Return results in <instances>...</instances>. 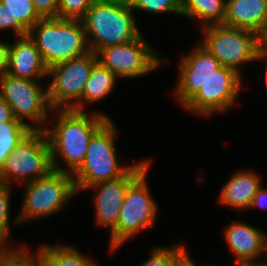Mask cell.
Wrapping results in <instances>:
<instances>
[{
    "instance_id": "6da1fadb",
    "label": "cell",
    "mask_w": 267,
    "mask_h": 266,
    "mask_svg": "<svg viewBox=\"0 0 267 266\" xmlns=\"http://www.w3.org/2000/svg\"><path fill=\"white\" fill-rule=\"evenodd\" d=\"M55 124L45 128L53 170L74 174L83 164L92 136L111 118L101 112L88 113L73 109H54ZM54 124V125H53ZM61 158L67 168L59 163Z\"/></svg>"
},
{
    "instance_id": "7a4b0ae2",
    "label": "cell",
    "mask_w": 267,
    "mask_h": 266,
    "mask_svg": "<svg viewBox=\"0 0 267 266\" xmlns=\"http://www.w3.org/2000/svg\"><path fill=\"white\" fill-rule=\"evenodd\" d=\"M134 11L125 0H96L80 19L90 51L128 43L140 34Z\"/></svg>"
},
{
    "instance_id": "3957f363",
    "label": "cell",
    "mask_w": 267,
    "mask_h": 266,
    "mask_svg": "<svg viewBox=\"0 0 267 266\" xmlns=\"http://www.w3.org/2000/svg\"><path fill=\"white\" fill-rule=\"evenodd\" d=\"M28 35L48 68L90 51L79 19L41 18L28 31Z\"/></svg>"
},
{
    "instance_id": "277c9868",
    "label": "cell",
    "mask_w": 267,
    "mask_h": 266,
    "mask_svg": "<svg viewBox=\"0 0 267 266\" xmlns=\"http://www.w3.org/2000/svg\"><path fill=\"white\" fill-rule=\"evenodd\" d=\"M117 129L109 119L90 139L83 164L73 174L76 192L124 175L132 166H121L116 154Z\"/></svg>"
},
{
    "instance_id": "5b68a950",
    "label": "cell",
    "mask_w": 267,
    "mask_h": 266,
    "mask_svg": "<svg viewBox=\"0 0 267 266\" xmlns=\"http://www.w3.org/2000/svg\"><path fill=\"white\" fill-rule=\"evenodd\" d=\"M150 165L128 185L117 225L110 234V251L119 249L139 231L154 225L159 209L147 183Z\"/></svg>"
},
{
    "instance_id": "8992f818",
    "label": "cell",
    "mask_w": 267,
    "mask_h": 266,
    "mask_svg": "<svg viewBox=\"0 0 267 266\" xmlns=\"http://www.w3.org/2000/svg\"><path fill=\"white\" fill-rule=\"evenodd\" d=\"M25 194L15 223L51 217L77 195L73 175L52 170L46 177L24 183Z\"/></svg>"
},
{
    "instance_id": "52a82bcc",
    "label": "cell",
    "mask_w": 267,
    "mask_h": 266,
    "mask_svg": "<svg viewBox=\"0 0 267 266\" xmlns=\"http://www.w3.org/2000/svg\"><path fill=\"white\" fill-rule=\"evenodd\" d=\"M204 33L203 42H199L211 53L223 67H229L242 73L239 67L244 63L255 61L258 49L264 39L257 33L231 27L225 24H214L201 27Z\"/></svg>"
},
{
    "instance_id": "ba28073f",
    "label": "cell",
    "mask_w": 267,
    "mask_h": 266,
    "mask_svg": "<svg viewBox=\"0 0 267 266\" xmlns=\"http://www.w3.org/2000/svg\"><path fill=\"white\" fill-rule=\"evenodd\" d=\"M52 170L47 135L44 130H32L6 158L0 178L7 185L14 181L24 184L46 177Z\"/></svg>"
},
{
    "instance_id": "9c48e42d",
    "label": "cell",
    "mask_w": 267,
    "mask_h": 266,
    "mask_svg": "<svg viewBox=\"0 0 267 266\" xmlns=\"http://www.w3.org/2000/svg\"><path fill=\"white\" fill-rule=\"evenodd\" d=\"M0 96L10 105L14 117L31 130H45L54 120H49L48 113L52 109L48 90L42 88L40 80L22 79L5 73L0 77Z\"/></svg>"
},
{
    "instance_id": "30bf717a",
    "label": "cell",
    "mask_w": 267,
    "mask_h": 266,
    "mask_svg": "<svg viewBox=\"0 0 267 266\" xmlns=\"http://www.w3.org/2000/svg\"><path fill=\"white\" fill-rule=\"evenodd\" d=\"M96 53H88L51 66L47 86L48 102L52 110L73 109L80 111V98L92 67L97 63Z\"/></svg>"
},
{
    "instance_id": "8fae6325",
    "label": "cell",
    "mask_w": 267,
    "mask_h": 266,
    "mask_svg": "<svg viewBox=\"0 0 267 266\" xmlns=\"http://www.w3.org/2000/svg\"><path fill=\"white\" fill-rule=\"evenodd\" d=\"M97 61L118 78H136L153 72L162 57L140 34L136 39L96 52Z\"/></svg>"
},
{
    "instance_id": "7c38bea8",
    "label": "cell",
    "mask_w": 267,
    "mask_h": 266,
    "mask_svg": "<svg viewBox=\"0 0 267 266\" xmlns=\"http://www.w3.org/2000/svg\"><path fill=\"white\" fill-rule=\"evenodd\" d=\"M242 88V75L221 66L183 107L202 117L225 113L234 105Z\"/></svg>"
},
{
    "instance_id": "4fadbf2b",
    "label": "cell",
    "mask_w": 267,
    "mask_h": 266,
    "mask_svg": "<svg viewBox=\"0 0 267 266\" xmlns=\"http://www.w3.org/2000/svg\"><path fill=\"white\" fill-rule=\"evenodd\" d=\"M151 160H141L121 177L93 184L86 189H96L95 220L101 227H109L110 232L116 227L128 185L149 165Z\"/></svg>"
},
{
    "instance_id": "5bb4252c",
    "label": "cell",
    "mask_w": 267,
    "mask_h": 266,
    "mask_svg": "<svg viewBox=\"0 0 267 266\" xmlns=\"http://www.w3.org/2000/svg\"><path fill=\"white\" fill-rule=\"evenodd\" d=\"M221 67L220 62L202 45L182 56L179 64L178 81L174 91L175 99L183 107Z\"/></svg>"
},
{
    "instance_id": "9a60e30c",
    "label": "cell",
    "mask_w": 267,
    "mask_h": 266,
    "mask_svg": "<svg viewBox=\"0 0 267 266\" xmlns=\"http://www.w3.org/2000/svg\"><path fill=\"white\" fill-rule=\"evenodd\" d=\"M49 68L29 35L9 43L7 74L28 80L48 78Z\"/></svg>"
},
{
    "instance_id": "2e32d148",
    "label": "cell",
    "mask_w": 267,
    "mask_h": 266,
    "mask_svg": "<svg viewBox=\"0 0 267 266\" xmlns=\"http://www.w3.org/2000/svg\"><path fill=\"white\" fill-rule=\"evenodd\" d=\"M223 24L267 37V0H226Z\"/></svg>"
},
{
    "instance_id": "e0dca14e",
    "label": "cell",
    "mask_w": 267,
    "mask_h": 266,
    "mask_svg": "<svg viewBox=\"0 0 267 266\" xmlns=\"http://www.w3.org/2000/svg\"><path fill=\"white\" fill-rule=\"evenodd\" d=\"M224 236L229 251L235 256V262L257 261L256 258L263 255L265 233L259 228L245 222L232 221Z\"/></svg>"
},
{
    "instance_id": "ac0fdd59",
    "label": "cell",
    "mask_w": 267,
    "mask_h": 266,
    "mask_svg": "<svg viewBox=\"0 0 267 266\" xmlns=\"http://www.w3.org/2000/svg\"><path fill=\"white\" fill-rule=\"evenodd\" d=\"M260 177L253 171H238L222 185L219 201L235 211L249 209L253 197L262 186Z\"/></svg>"
},
{
    "instance_id": "d6986e66",
    "label": "cell",
    "mask_w": 267,
    "mask_h": 266,
    "mask_svg": "<svg viewBox=\"0 0 267 266\" xmlns=\"http://www.w3.org/2000/svg\"><path fill=\"white\" fill-rule=\"evenodd\" d=\"M40 246L37 252L31 254L29 248L22 245L21 250L32 260L34 266H97L92 259L70 245Z\"/></svg>"
},
{
    "instance_id": "ffe728a7",
    "label": "cell",
    "mask_w": 267,
    "mask_h": 266,
    "mask_svg": "<svg viewBox=\"0 0 267 266\" xmlns=\"http://www.w3.org/2000/svg\"><path fill=\"white\" fill-rule=\"evenodd\" d=\"M118 77L109 69L97 62L91 70L80 98V111H84L85 102L95 103L107 97L114 89Z\"/></svg>"
},
{
    "instance_id": "44dd1931",
    "label": "cell",
    "mask_w": 267,
    "mask_h": 266,
    "mask_svg": "<svg viewBox=\"0 0 267 266\" xmlns=\"http://www.w3.org/2000/svg\"><path fill=\"white\" fill-rule=\"evenodd\" d=\"M226 0H181V16L202 22V27L223 24Z\"/></svg>"
},
{
    "instance_id": "7402d4cb",
    "label": "cell",
    "mask_w": 267,
    "mask_h": 266,
    "mask_svg": "<svg viewBox=\"0 0 267 266\" xmlns=\"http://www.w3.org/2000/svg\"><path fill=\"white\" fill-rule=\"evenodd\" d=\"M10 14V29L16 37L28 35V31L41 19L33 0H0Z\"/></svg>"
},
{
    "instance_id": "603a6c76",
    "label": "cell",
    "mask_w": 267,
    "mask_h": 266,
    "mask_svg": "<svg viewBox=\"0 0 267 266\" xmlns=\"http://www.w3.org/2000/svg\"><path fill=\"white\" fill-rule=\"evenodd\" d=\"M31 131L20 121H7L0 124V168L14 148Z\"/></svg>"
},
{
    "instance_id": "cb8c5ba5",
    "label": "cell",
    "mask_w": 267,
    "mask_h": 266,
    "mask_svg": "<svg viewBox=\"0 0 267 266\" xmlns=\"http://www.w3.org/2000/svg\"><path fill=\"white\" fill-rule=\"evenodd\" d=\"M10 187L5 183L0 184V251H17L22 247L9 245V219L10 212ZM12 246V247H10ZM14 246V247H13Z\"/></svg>"
},
{
    "instance_id": "d4e9b609",
    "label": "cell",
    "mask_w": 267,
    "mask_h": 266,
    "mask_svg": "<svg viewBox=\"0 0 267 266\" xmlns=\"http://www.w3.org/2000/svg\"><path fill=\"white\" fill-rule=\"evenodd\" d=\"M134 11L141 10L149 13H176L181 15V0H125Z\"/></svg>"
},
{
    "instance_id": "484cf974",
    "label": "cell",
    "mask_w": 267,
    "mask_h": 266,
    "mask_svg": "<svg viewBox=\"0 0 267 266\" xmlns=\"http://www.w3.org/2000/svg\"><path fill=\"white\" fill-rule=\"evenodd\" d=\"M96 0H59L58 18L81 19Z\"/></svg>"
},
{
    "instance_id": "4316f807",
    "label": "cell",
    "mask_w": 267,
    "mask_h": 266,
    "mask_svg": "<svg viewBox=\"0 0 267 266\" xmlns=\"http://www.w3.org/2000/svg\"><path fill=\"white\" fill-rule=\"evenodd\" d=\"M184 247L176 244L172 247H155L151 250L150 258L140 266H170L172 258Z\"/></svg>"
},
{
    "instance_id": "83f0119b",
    "label": "cell",
    "mask_w": 267,
    "mask_h": 266,
    "mask_svg": "<svg viewBox=\"0 0 267 266\" xmlns=\"http://www.w3.org/2000/svg\"><path fill=\"white\" fill-rule=\"evenodd\" d=\"M0 266H34L32 260L22 251H0Z\"/></svg>"
},
{
    "instance_id": "f1b7e54d",
    "label": "cell",
    "mask_w": 267,
    "mask_h": 266,
    "mask_svg": "<svg viewBox=\"0 0 267 266\" xmlns=\"http://www.w3.org/2000/svg\"><path fill=\"white\" fill-rule=\"evenodd\" d=\"M33 5L41 18L58 17L59 0H33Z\"/></svg>"
},
{
    "instance_id": "f546056e",
    "label": "cell",
    "mask_w": 267,
    "mask_h": 266,
    "mask_svg": "<svg viewBox=\"0 0 267 266\" xmlns=\"http://www.w3.org/2000/svg\"><path fill=\"white\" fill-rule=\"evenodd\" d=\"M188 251L185 246L172 258L170 266H197L194 260L188 255ZM211 266V265H203Z\"/></svg>"
},
{
    "instance_id": "4dcf8cb0",
    "label": "cell",
    "mask_w": 267,
    "mask_h": 266,
    "mask_svg": "<svg viewBox=\"0 0 267 266\" xmlns=\"http://www.w3.org/2000/svg\"><path fill=\"white\" fill-rule=\"evenodd\" d=\"M7 121H19L14 115L10 105L0 96V124Z\"/></svg>"
},
{
    "instance_id": "1f68e13d",
    "label": "cell",
    "mask_w": 267,
    "mask_h": 266,
    "mask_svg": "<svg viewBox=\"0 0 267 266\" xmlns=\"http://www.w3.org/2000/svg\"><path fill=\"white\" fill-rule=\"evenodd\" d=\"M9 42L0 40V77L7 72Z\"/></svg>"
},
{
    "instance_id": "d6a6232c",
    "label": "cell",
    "mask_w": 267,
    "mask_h": 266,
    "mask_svg": "<svg viewBox=\"0 0 267 266\" xmlns=\"http://www.w3.org/2000/svg\"><path fill=\"white\" fill-rule=\"evenodd\" d=\"M256 206L267 209V189L262 188V186L255 193L250 208Z\"/></svg>"
},
{
    "instance_id": "836d02e7",
    "label": "cell",
    "mask_w": 267,
    "mask_h": 266,
    "mask_svg": "<svg viewBox=\"0 0 267 266\" xmlns=\"http://www.w3.org/2000/svg\"><path fill=\"white\" fill-rule=\"evenodd\" d=\"M10 29V14L0 1V31Z\"/></svg>"
},
{
    "instance_id": "e575fe53",
    "label": "cell",
    "mask_w": 267,
    "mask_h": 266,
    "mask_svg": "<svg viewBox=\"0 0 267 266\" xmlns=\"http://www.w3.org/2000/svg\"><path fill=\"white\" fill-rule=\"evenodd\" d=\"M260 59H267V45L263 44L257 51L256 54V59L255 60H260ZM265 82L267 86V67H266V72H265Z\"/></svg>"
},
{
    "instance_id": "d590c367",
    "label": "cell",
    "mask_w": 267,
    "mask_h": 266,
    "mask_svg": "<svg viewBox=\"0 0 267 266\" xmlns=\"http://www.w3.org/2000/svg\"><path fill=\"white\" fill-rule=\"evenodd\" d=\"M230 266H263L261 262H255V261H249V262H236L233 265Z\"/></svg>"
},
{
    "instance_id": "8d00e7d4",
    "label": "cell",
    "mask_w": 267,
    "mask_h": 266,
    "mask_svg": "<svg viewBox=\"0 0 267 266\" xmlns=\"http://www.w3.org/2000/svg\"><path fill=\"white\" fill-rule=\"evenodd\" d=\"M262 252L264 253H266L267 252V235L265 234V238H264V244H263V250H262ZM267 254V253H266ZM267 257V256H266ZM261 264L263 265V266H267V261H261Z\"/></svg>"
},
{
    "instance_id": "74e56055",
    "label": "cell",
    "mask_w": 267,
    "mask_h": 266,
    "mask_svg": "<svg viewBox=\"0 0 267 266\" xmlns=\"http://www.w3.org/2000/svg\"><path fill=\"white\" fill-rule=\"evenodd\" d=\"M264 44L267 45V37L264 39Z\"/></svg>"
}]
</instances>
